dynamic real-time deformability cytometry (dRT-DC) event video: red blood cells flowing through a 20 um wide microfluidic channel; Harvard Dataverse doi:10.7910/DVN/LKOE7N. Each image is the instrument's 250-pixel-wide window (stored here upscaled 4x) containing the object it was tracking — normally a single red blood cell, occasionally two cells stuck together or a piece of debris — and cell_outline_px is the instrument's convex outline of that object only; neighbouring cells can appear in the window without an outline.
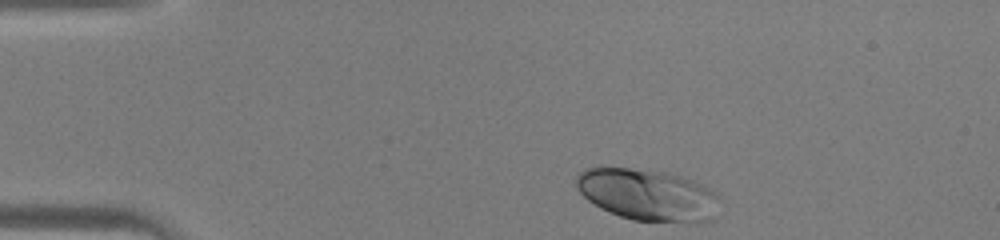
{"species": "human", "species_latin": "Homo sapiens", "temperature_condition": "warm", "stored_images_in_passage": 33, "camera_frame_rate_fps": 3000, "um_per_image_px": 0.085, "donor": {"sex": "male"}, "frame": {"image": 1, "passage_image": 1, "time_ms": 0.0, "image_size_px": [1000, 240], "cell_outline_px": [[720, 196], [712, 220], [696, 224], [632, 220], [620, 216], [600, 208], [588, 200], [576, 188], [576, 176], [584, 168], [600, 164], [668, 172], [692, 180], [720, 192]], "centroid_in_image_um": [55.05, 16.54], "position_along_channel_um": 30.0, "area_um2": 44.56}}
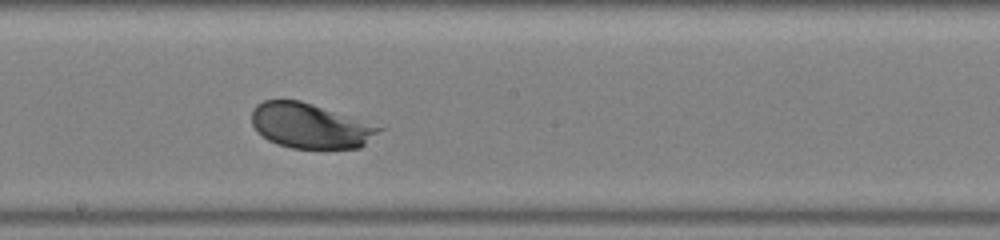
{"frame": {"image": 2, "passage_image": 18, "time_ms": 5.667, "image_size_px": [1000, 240], "cell_outline_px": [[384, 128], [360, 148], [292, 148], [268, 140], [256, 132], [252, 124], [252, 108], [256, 104], [264, 100], [300, 100]], "centroid_in_image_um": [26.31, 10.69], "position_along_channel_um": 221.9, "area_um2": 32.95}}
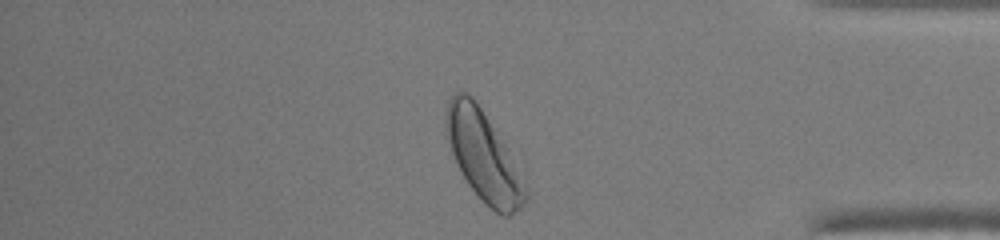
{"frame": {"image": 3, "passage_image": 31, "time_ms": 10.0, "image_size_px": [1000, 240], "cell_outline_px": [[528, 200], [520, 208], [508, 216], [504, 216], [496, 212], [484, 204], [468, 184], [452, 152], [448, 140], [444, 124], [444, 112], [448, 100], [456, 92], [468, 92], [472, 96], [480, 108], [504, 148], [528, 192]], "centroid_in_image_um": [41.02, 13.28], "position_along_channel_um": 394.2, "area_um2": 39.82}}